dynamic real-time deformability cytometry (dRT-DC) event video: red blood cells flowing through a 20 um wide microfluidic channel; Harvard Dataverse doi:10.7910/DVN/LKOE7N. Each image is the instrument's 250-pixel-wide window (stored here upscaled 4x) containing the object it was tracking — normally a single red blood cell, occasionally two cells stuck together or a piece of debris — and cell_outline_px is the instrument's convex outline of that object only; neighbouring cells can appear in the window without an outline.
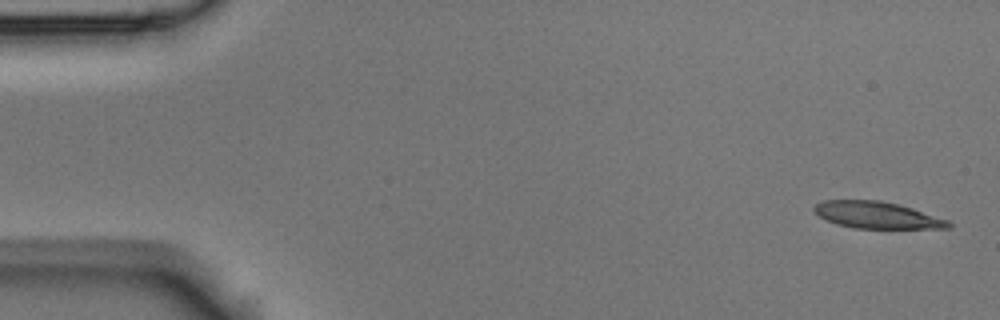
{"species": "Egyptian fruit bat (a non-hibernating species)", "species_latin": "Rousettus aegyptiacus", "temperature_condition": "room temperature", "stored_images_in_passage": 6, "segment_of_instrument_passage": [1, 2], "camera_frame_rate_fps": 3000, "um_per_image_px": 0.085, "animal": {"sex": "male"}, "frame": {"image": 1, "passage_image": 1, "time_ms": 0.0, "image_size_px": [1000, 320], "cell_outline_px": [[952, 228], [852, 228], [836, 224], [820, 216], [812, 208], [816, 204], [824, 200], [880, 200], [912, 208], [948, 220], [952, 224]], "centroid_in_image_um": [74.54, 18.28], "position_along_channel_um": 10.5, "area_um2": 20.75}}